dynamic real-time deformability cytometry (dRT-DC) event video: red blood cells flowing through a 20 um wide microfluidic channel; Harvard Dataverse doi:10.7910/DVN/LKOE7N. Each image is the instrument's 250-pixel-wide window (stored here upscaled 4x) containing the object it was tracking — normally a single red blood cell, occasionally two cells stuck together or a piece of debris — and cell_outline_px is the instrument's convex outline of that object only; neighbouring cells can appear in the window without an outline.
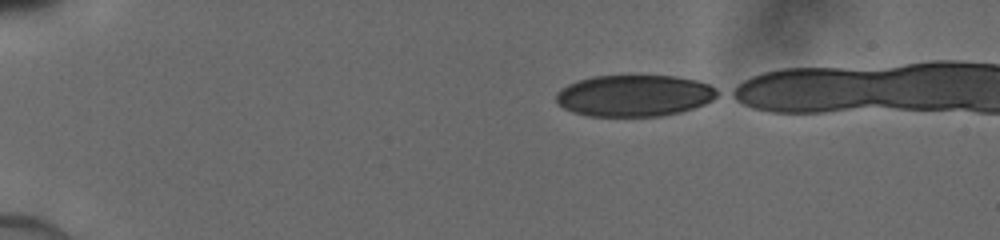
{"species": "human", "species_latin": "Homo sapiens", "temperature_condition": "cold", "stored_images_in_passage": 38, "camera_frame_rate_fps": 3000, "um_per_image_px": 0.085, "donor": {"sex": "male"}, "frame": {"image": 1, "passage_image": 1, "time_ms": 0.0, "image_size_px": [1000, 240], "cell_outline_px": [[720, 92], [716, 96], [700, 104], [676, 112], [652, 116], [596, 116], [576, 112], [560, 104], [556, 100], [556, 96], [564, 88], [580, 80], [600, 76], [668, 76], [692, 80], [708, 84]], "centroid_in_image_um": [53.91, 8.12], "position_along_channel_um": 31.1, "area_um2": 37.34}}
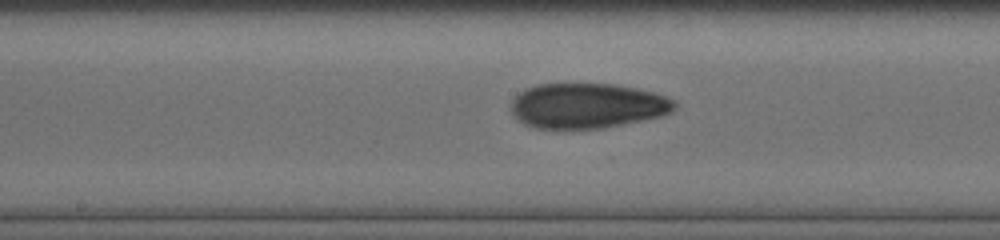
{"frame": {"image": 2, "passage_image": 19, "time_ms": 6.0, "image_size_px": [1000, 240], "cell_outline_px": [[672, 108], [664, 112], [652, 116], [608, 124], [584, 128], [548, 128], [532, 124], [524, 120], [516, 112], [516, 100], [524, 92], [532, 88], [548, 84], [596, 84], [624, 88], [644, 92], [660, 96], [668, 100], [672, 104]], "centroid_in_image_um": [49.84, 8.96], "position_along_channel_um": 198.4, "area_um2": 38.15}}
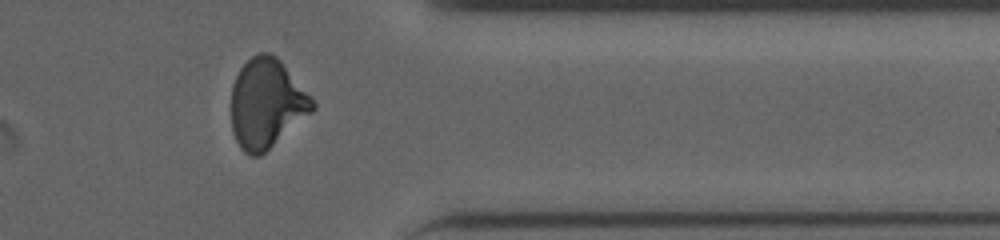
{"frame": {"image": 3, "passage_image": 33, "time_ms": 10.667, "image_size_px": [1000, 240], "cell_outline_px": [[316, 104], [308, 112], [264, 152], [256, 156], [248, 152], [236, 140], [232, 128], [232, 88], [236, 76], [244, 64], [252, 56], [272, 56], [284, 68]], "centroid_in_image_um": [22.58, 8.82], "position_along_channel_um": 388.8, "area_um2": 39.3}}